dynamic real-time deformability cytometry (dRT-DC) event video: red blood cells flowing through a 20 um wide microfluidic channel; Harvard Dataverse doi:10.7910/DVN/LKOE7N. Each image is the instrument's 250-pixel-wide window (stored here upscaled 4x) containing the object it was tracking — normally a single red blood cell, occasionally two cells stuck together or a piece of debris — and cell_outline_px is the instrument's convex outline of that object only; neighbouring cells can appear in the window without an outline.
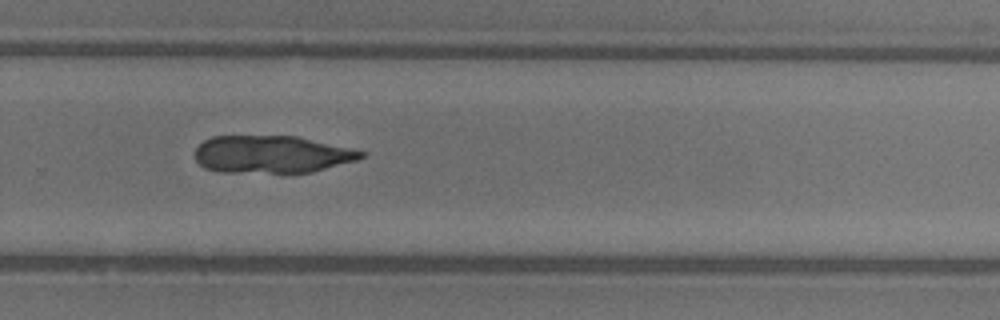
{"species": "common noctule bat (a hibernating species)", "species_latin": "Nyctalus noctula", "temperature_condition": "warm", "stored_images_in_passage": 32, "camera_frame_rate_fps": 3000, "um_per_image_px": 0.085, "animal": {"sex": "female"}, "frame": {"image": 1, "passage_image": 17, "time_ms": 5.333, "image_size_px": [1000, 320], "cell_outline_px": [[364, 156], [356, 160], [312, 172], [220, 172], [204, 168], [196, 160], [196, 148], [204, 140], [212, 136], [296, 136], [352, 148], [364, 152]], "centroid_in_image_um": [23.08, 13.11], "position_along_channel_um": 306.7, "area_um2": 36.07}}
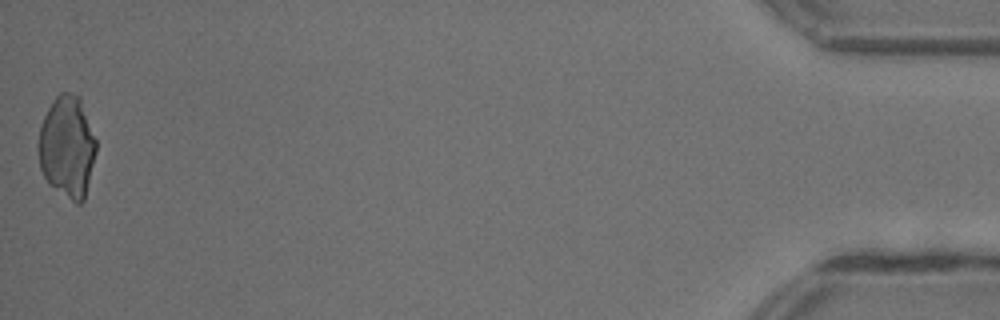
{"frame": {"image": 2, "passage_image": 32, "time_ms": 10.333, "image_size_px": [1000, 320], "cell_outline_px": [[96, 152], [84, 200], [80, 204], [76, 204], [48, 184], [40, 168], [40, 124], [52, 100], [60, 92], [68, 92], [80, 96], [96, 140]], "centroid_in_image_um": [5.72, 12.47], "position_along_channel_um": 429.5, "area_um2": 34.04}}